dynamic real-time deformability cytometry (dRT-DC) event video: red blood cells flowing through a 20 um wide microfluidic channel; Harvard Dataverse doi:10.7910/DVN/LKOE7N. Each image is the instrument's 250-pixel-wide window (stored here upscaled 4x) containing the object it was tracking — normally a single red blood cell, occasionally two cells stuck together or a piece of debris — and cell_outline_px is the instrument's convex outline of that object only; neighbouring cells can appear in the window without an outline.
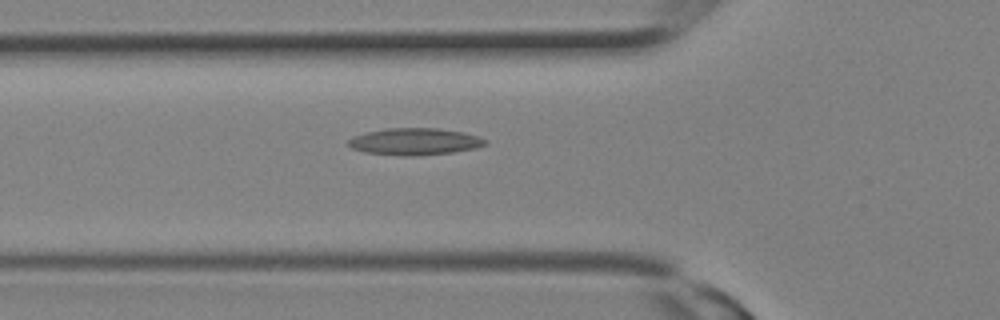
{"species": "Egyptian fruit bat (a non-hibernating species)", "species_latin": "Rousettus aegyptiacus", "temperature_condition": "room temperature", "stored_images_in_passage": 12, "camera_frame_rate_fps": 3000, "um_per_image_px": 0.085, "animal": {"sex": "female"}, "frame": {"image": 1, "passage_image": 10, "time_ms": 3.0, "image_size_px": [1000, 320], "cell_outline_px": [[488, 144], [476, 148], [452, 152], [416, 156], [400, 156], [364, 152], [352, 148], [348, 144], [348, 140], [352, 136], [364, 132], [384, 128], [436, 128], [464, 132], [480, 136], [488, 140]], "centroid_in_image_um": [35.26, 12.03], "position_along_channel_um": 90.5, "area_um2": 21.79}}
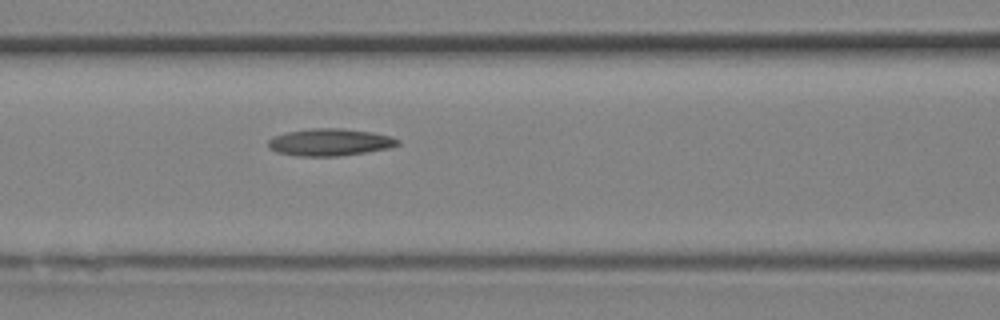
{"frame": {"image": 2, "passage_image": 12, "time_ms": 3.667, "image_size_px": [1000, 320], "cell_outline_px": [[400, 144], [388, 148], [364, 152], [336, 156], [300, 156], [276, 152], [268, 148], [268, 140], [272, 136], [288, 132], [312, 128], [344, 128], [372, 132], [388, 136], [400, 140]], "centroid_in_image_um": [28.0, 12.08], "position_along_channel_um": 138.6, "area_um2": 20.4}}